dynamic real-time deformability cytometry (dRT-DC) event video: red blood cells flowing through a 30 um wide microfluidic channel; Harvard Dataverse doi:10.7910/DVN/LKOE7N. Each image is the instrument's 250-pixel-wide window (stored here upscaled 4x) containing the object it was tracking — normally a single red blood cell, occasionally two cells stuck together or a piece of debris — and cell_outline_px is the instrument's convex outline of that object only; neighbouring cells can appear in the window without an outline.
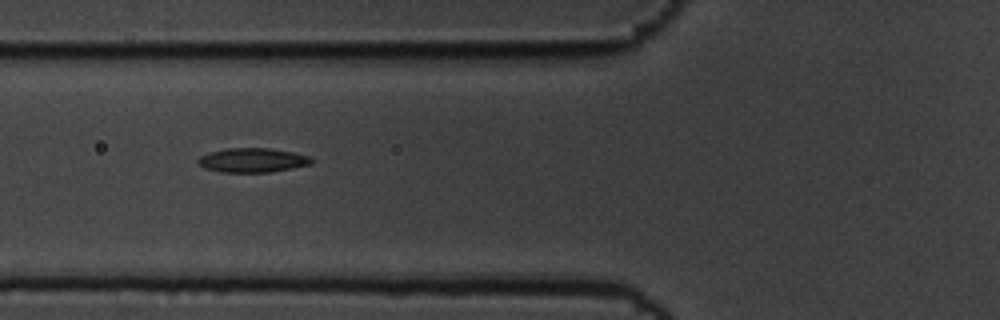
{"species": "common noctule bat (a hibernating species)", "species_latin": "Nyctalus noctula", "temperature_condition": "cold", "stored_images_in_passage": 41, "camera_frame_rate_fps": 3000, "um_per_image_px": 0.085, "animal": {"sex": "male", "body_mass_g": 19.5, "forearm_length_mm": 54.6}, "frame": {"image": 1, "passage_image": 5, "time_ms": 1.333, "image_size_px": [1000, 320], "cell_outline_px": [[316, 160], [312, 164], [272, 172], [220, 172], [204, 168], [196, 160], [200, 156], [208, 152], [228, 148], [268, 148], [292, 152], [312, 156]], "centroid_in_image_um": [21.5, 13.61], "position_along_channel_um": 104.3, "area_um2": 16.24}}
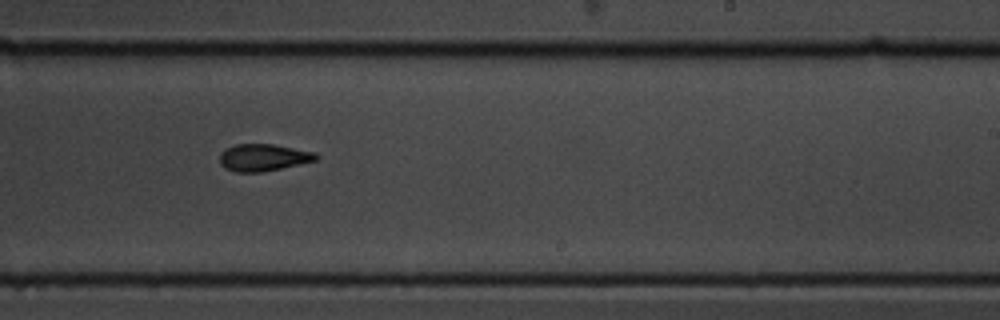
{"frame": {"image": 2, "passage_image": 19, "time_ms": 6.0, "image_size_px": [1000, 320], "cell_outline_px": [[320, 156], [316, 160], [280, 168], [260, 172], [236, 172], [224, 168], [220, 164], [220, 152], [224, 148], [236, 144], [272, 144], [316, 152]], "centroid_in_image_um": [22.35, 13.38], "position_along_channel_um": 266.7, "area_um2": 15.2}}
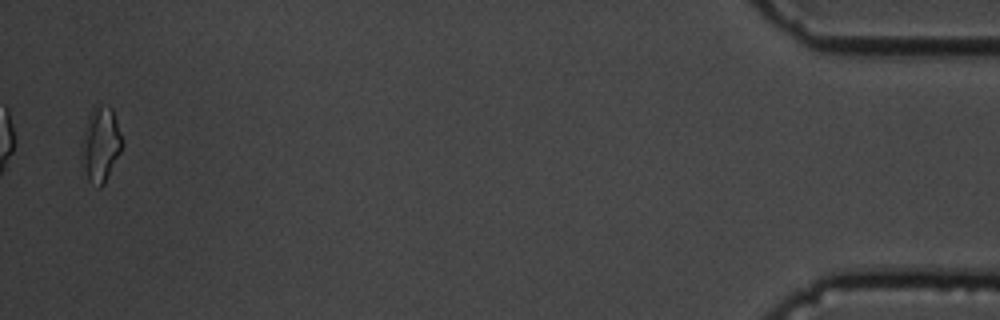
{"frame": {"image": 3, "passage_image": 40, "time_ms": 13.0, "image_size_px": [1000, 320], "cell_outline_px": [[124, 144], [104, 184], [100, 188], [88, 180], [80, 160], [80, 144], [88, 116], [92, 108], [96, 104], [100, 104], [112, 108]], "centroid_in_image_um": [8.52, 12.27], "position_along_channel_um": 426.7, "area_um2": 17.92}, "authors_computed_cell_mechanics": {"area_um2": 15.4904, "velocity_mm_per_s": 3.4762, "shape_relaxation_time_tau1_ms": 4.169, "shape_relaxation_time_tau2_ms": 6.5424, "deformation_change_tau1": 0.1195, "deformation_change_tau2": 0.1512}}